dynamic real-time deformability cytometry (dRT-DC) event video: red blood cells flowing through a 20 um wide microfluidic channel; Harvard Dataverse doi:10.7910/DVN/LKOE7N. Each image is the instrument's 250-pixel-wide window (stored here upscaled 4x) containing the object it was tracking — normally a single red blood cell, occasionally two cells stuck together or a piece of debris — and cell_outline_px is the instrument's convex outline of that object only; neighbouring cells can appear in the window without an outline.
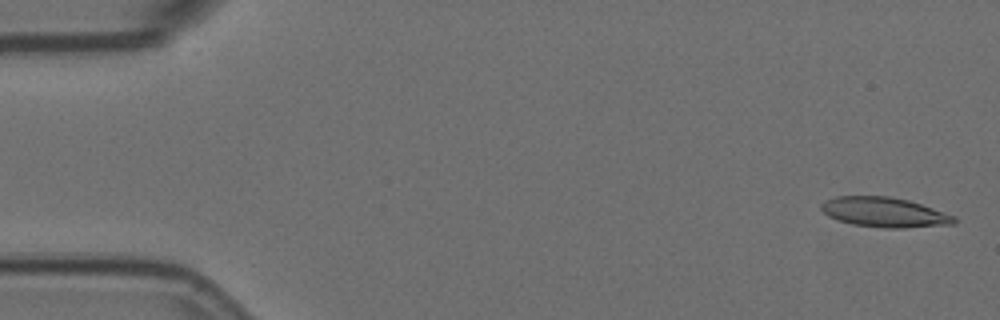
{"species": "Egyptian fruit bat (a non-hibernating species)", "species_latin": "Rousettus aegyptiacus", "temperature_condition": "room temperature", "stored_images_in_passage": 5, "camera_frame_rate_fps": 3000, "um_per_image_px": 0.085, "animal": {"sex": "female"}, "frame": {"image": 1, "passage_image": 1, "time_ms": 0.0, "image_size_px": [1000, 320], "cell_outline_px": [[956, 224], [904, 228], [884, 228], [852, 224], [836, 220], [828, 216], [820, 208], [820, 204], [824, 200], [836, 196], [888, 196], [908, 200], [956, 216]], "centroid_in_image_um": [75.15, 18.04], "position_along_channel_um": 9.9, "area_um2": 23.24}}
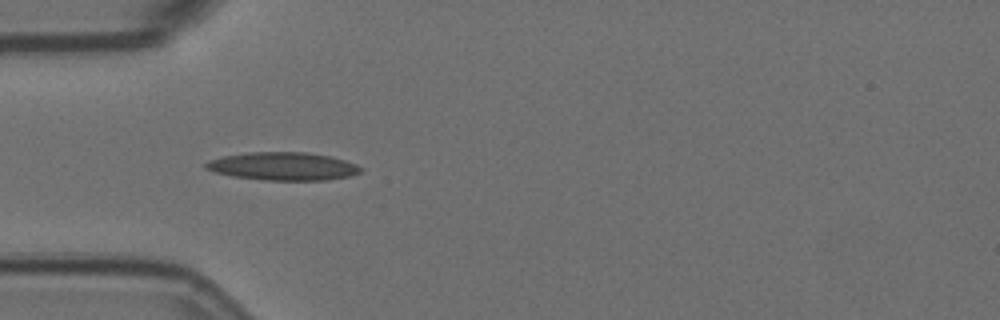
{"frame": {"image": 2, "passage_image": 5, "time_ms": 1.333, "image_size_px": [1000, 320], "cell_outline_px": [[364, 168], [360, 172], [348, 176], [324, 180], [264, 180], [232, 176], [216, 172], [204, 168], [204, 164], [208, 160], [224, 156], [248, 152], [308, 152], [328, 156], [344, 160], [356, 164]], "centroid_in_image_um": [24.03, 14.13], "position_along_channel_um": 61.0, "area_um2": 25.2}}